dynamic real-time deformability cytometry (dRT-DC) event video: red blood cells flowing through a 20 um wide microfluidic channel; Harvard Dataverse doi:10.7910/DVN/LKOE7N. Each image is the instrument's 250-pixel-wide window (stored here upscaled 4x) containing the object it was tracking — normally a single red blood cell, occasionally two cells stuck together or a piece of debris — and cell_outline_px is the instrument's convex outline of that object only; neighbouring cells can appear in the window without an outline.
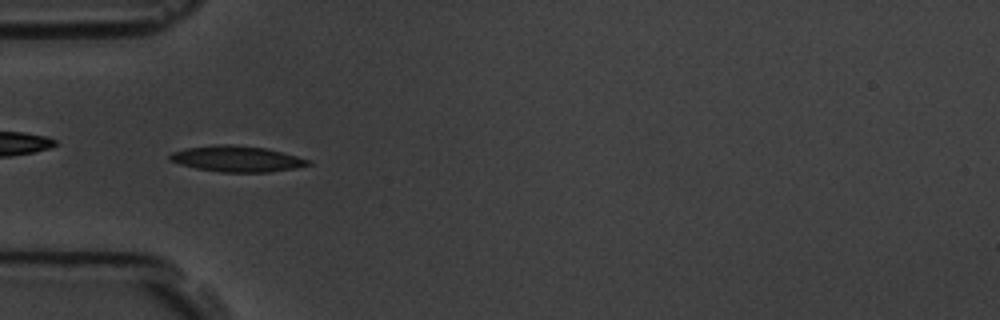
{"species": "common noctule bat (a hibernating species)", "species_latin": "Nyctalus noctula", "temperature_condition": "room temperature", "stored_images_in_passage": 7, "camera_frame_rate_fps": 3000, "um_per_image_px": 0.085, "animal": {"sex": "male", "body_mass_g": 19.5, "forearm_length_mm": 54.6}, "frame": {"image": 1, "passage_image": 5, "time_ms": 4.333, "image_size_px": [1000, 320], "cell_outline_px": [[312, 164], [296, 168], [268, 172], [220, 172], [196, 168], [180, 164], [168, 160], [168, 156], [172, 152], [184, 148], [212, 144], [232, 144], [264, 148], [312, 160]], "centroid_in_image_um": [20.1, 13.49], "position_along_channel_um": 64.9, "area_um2": 20.98}}
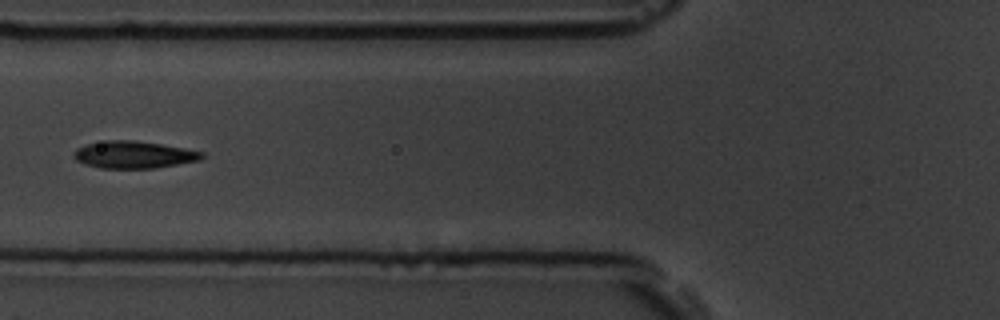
{"frame": {"image": 2, "passage_image": 6, "time_ms": 5.667, "image_size_px": [1000, 320], "cell_outline_px": [[204, 156], [200, 160], [156, 168], [100, 168], [84, 164], [76, 160], [72, 156], [72, 152], [76, 148], [88, 144], [108, 140], [132, 140], [160, 144], [184, 148], [204, 152]], "centroid_in_image_um": [11.34, 13.15], "position_along_channel_um": 114.5, "area_um2": 20.29}}
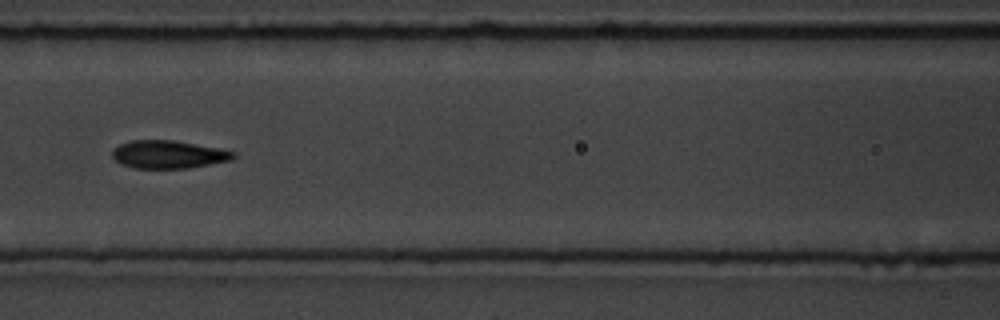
{"frame": {"image": 3, "passage_image": 7, "time_ms": 6.667, "image_size_px": [1000, 320], "cell_outline_px": [[236, 156], [232, 160], [188, 168], [132, 168], [120, 164], [112, 160], [112, 148], [128, 140], [172, 140], [216, 148], [236, 152]], "centroid_in_image_um": [14.24, 13.13], "position_along_channel_um": 152.4, "area_um2": 19.83}}